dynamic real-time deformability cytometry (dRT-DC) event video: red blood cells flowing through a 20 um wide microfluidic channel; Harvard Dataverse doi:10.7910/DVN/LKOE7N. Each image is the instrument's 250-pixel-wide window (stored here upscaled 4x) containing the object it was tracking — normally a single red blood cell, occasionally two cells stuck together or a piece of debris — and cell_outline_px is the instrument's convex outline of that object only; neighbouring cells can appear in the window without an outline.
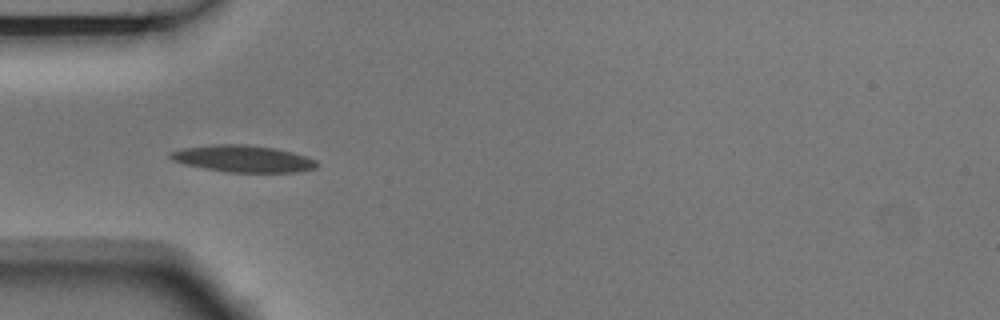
{"species": "Egyptian fruit bat (a non-hibernating species)", "species_latin": "Rousettus aegyptiacus", "temperature_condition": "room temperature", "stored_images_in_passage": 5, "camera_frame_rate_fps": 3000, "um_per_image_px": 0.085, "animal": {"sex": "male"}, "frame": {"image": 1, "passage_image": 3, "time_ms": 0.667, "image_size_px": [1000, 320], "cell_outline_px": [[316, 168], [296, 172], [228, 172], [204, 168], [184, 164], [172, 160], [168, 156], [168, 152], [180, 148], [212, 144], [248, 144], [276, 148], [292, 152], [316, 160]], "centroid_in_image_um": [20.59, 13.48], "position_along_channel_um": 64.4, "area_um2": 23.0}}
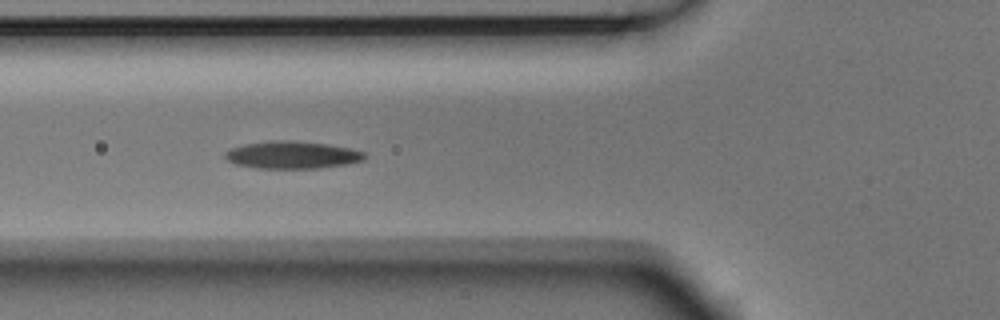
{"frame": {"image": 2, "passage_image": 4, "time_ms": 1.0, "image_size_px": [1000, 320], "cell_outline_px": [[364, 160], [348, 164], [320, 168], [256, 168], [236, 164], [228, 160], [224, 156], [224, 152], [232, 148], [244, 144], [272, 140], [292, 140], [328, 144], [352, 148], [364, 152]], "centroid_in_image_um": [24.85, 13.16], "position_along_channel_um": 101.0, "area_um2": 22.37}}
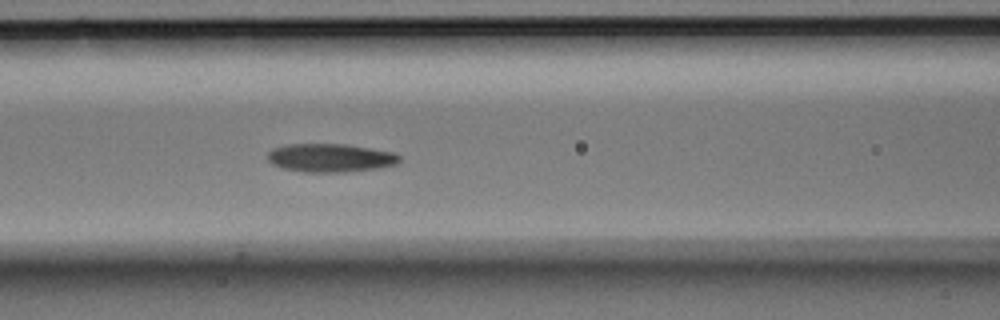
{"frame": {"image": 3, "passage_image": 5, "time_ms": 1.333, "image_size_px": [1000, 320], "cell_outline_px": [[400, 160], [396, 164], [376, 168], [344, 172], [304, 172], [280, 168], [272, 164], [268, 160], [268, 152], [272, 148], [288, 144], [344, 144], [396, 152], [400, 156]], "centroid_in_image_um": [28.06, 13.41], "position_along_channel_um": 138.5, "area_um2": 21.91}}